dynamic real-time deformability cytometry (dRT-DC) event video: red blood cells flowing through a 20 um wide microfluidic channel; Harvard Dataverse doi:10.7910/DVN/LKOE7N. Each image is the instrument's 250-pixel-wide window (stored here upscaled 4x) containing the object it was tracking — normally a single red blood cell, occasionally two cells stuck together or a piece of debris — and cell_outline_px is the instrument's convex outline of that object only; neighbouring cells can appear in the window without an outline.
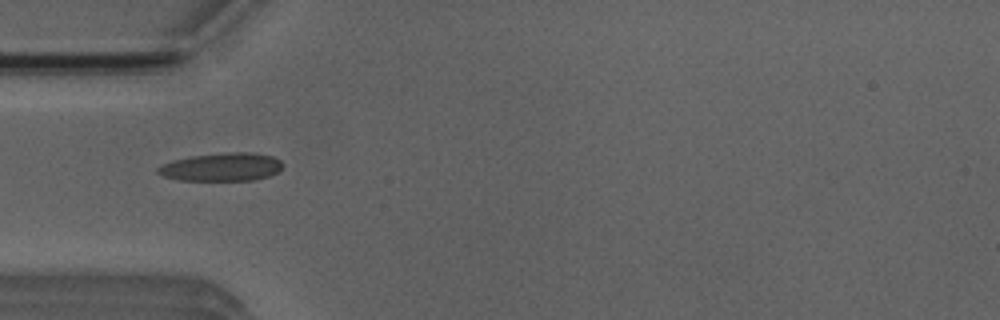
{"species": "Egyptian fruit bat (a non-hibernating species)", "species_latin": "Rousettus aegyptiacus", "temperature_condition": "room temperature", "stored_images_in_passage": 7, "camera_frame_rate_fps": 3000, "um_per_image_px": 0.085, "animal": {"sex": "male"}, "frame": {"image": 1, "passage_image": 4, "time_ms": 4.333, "image_size_px": [1000, 320], "cell_outline_px": [[284, 164], [276, 172], [268, 176], [256, 180], [180, 180], [164, 176], [156, 172], [156, 168], [172, 160], [192, 156], [228, 152], [252, 152], [272, 156], [280, 160]], "centroid_in_image_um": [18.85, 14.19], "position_along_channel_um": 66.2, "area_um2": 20.4}}
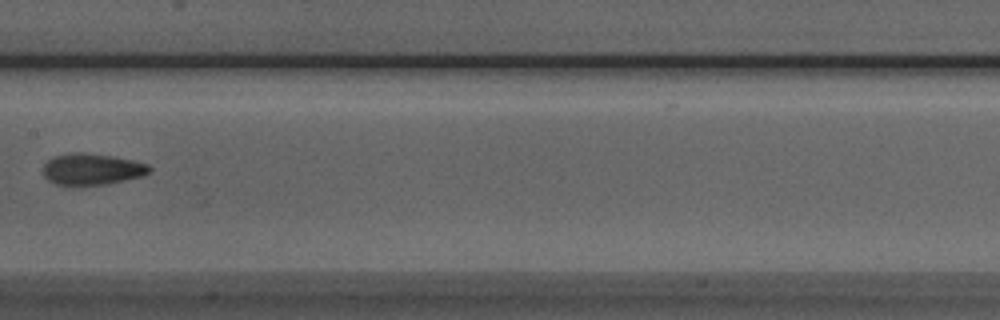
{"frame": {"image": 2, "passage_image": 7, "time_ms": 7.667, "image_size_px": [1000, 320], "cell_outline_px": [[152, 168], [144, 176], [108, 184], [80, 188], [72, 188], [56, 184], [48, 180], [44, 176], [40, 168], [48, 160], [56, 156], [72, 152], [84, 152], [112, 156], [132, 160], [148, 164]], "centroid_in_image_um": [7.76, 14.43], "position_along_channel_um": 199.6, "area_um2": 20.29}}